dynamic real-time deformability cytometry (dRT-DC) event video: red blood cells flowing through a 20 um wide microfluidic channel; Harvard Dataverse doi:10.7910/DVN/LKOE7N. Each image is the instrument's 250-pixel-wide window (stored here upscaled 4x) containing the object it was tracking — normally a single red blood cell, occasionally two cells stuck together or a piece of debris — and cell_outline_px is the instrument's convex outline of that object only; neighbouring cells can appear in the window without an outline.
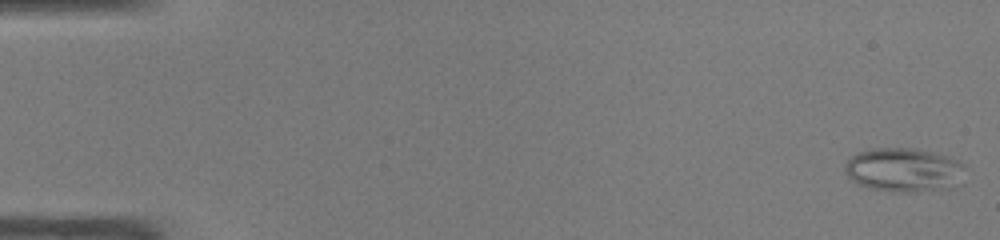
{"species": "common noctule bat (a hibernating species)", "species_latin": "Nyctalus noctula", "temperature_condition": "warm", "stored_images_in_passage": 48, "camera_frame_rate_fps": 3000, "um_per_image_px": 0.085, "animal": {"sex": "male", "body_mass_g": 19.0, "forearm_length_mm": 50.8}, "frame": {"image": 1, "passage_image": 1, "time_ms": 0.0, "image_size_px": [1000, 240], "cell_outline_px": [[968, 168], [952, 188], [908, 192], [904, 192], [872, 188], [860, 184], [852, 180], [844, 172], [844, 164], [856, 152], [872, 148], [916, 148], [948, 156], [964, 164]], "centroid_in_image_um": [76.83, 14.42], "position_along_channel_um": 8.2, "area_um2": 30.75}}
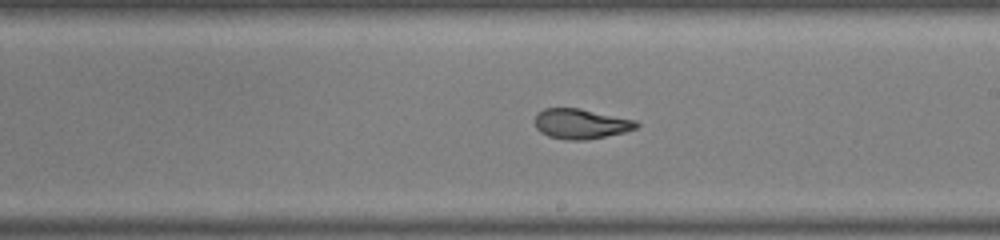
{"frame": {"image": 2, "passage_image": 28, "time_ms": 9.0, "image_size_px": [1000, 240], "cell_outline_px": [[640, 124], [636, 128], [624, 132], [584, 140], [568, 140], [548, 136], [540, 132], [536, 128], [536, 116], [544, 108], [580, 108], [636, 120]], "centroid_in_image_um": [49.38, 10.52], "position_along_channel_um": 239.6, "area_um2": 17.63}}
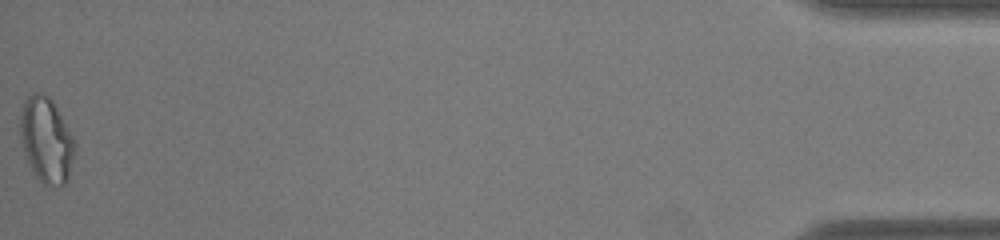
{"frame": {"image": 3, "passage_image": 48, "time_ms": 15.667, "image_size_px": [1000, 240], "cell_outline_px": [[76, 152], [68, 180], [64, 184], [44, 184], [36, 176], [28, 164], [20, 140], [20, 112], [24, 100], [32, 92], [44, 92], [52, 100], [76, 140]], "centroid_in_image_um": [3.95, 11.87], "position_along_channel_um": 431.3, "area_um2": 27.51}, "authors_computed_cell_mechanics": {"area_um2": 20.7791, "velocity_mm_per_s": 4.2595, "shape_relaxation_time_tau1_ms": null, "shape_relaxation_time_tau2_ms": 1.5182, "deformation_change_tau1": null, "deformation_change_tau2": 0.082}}